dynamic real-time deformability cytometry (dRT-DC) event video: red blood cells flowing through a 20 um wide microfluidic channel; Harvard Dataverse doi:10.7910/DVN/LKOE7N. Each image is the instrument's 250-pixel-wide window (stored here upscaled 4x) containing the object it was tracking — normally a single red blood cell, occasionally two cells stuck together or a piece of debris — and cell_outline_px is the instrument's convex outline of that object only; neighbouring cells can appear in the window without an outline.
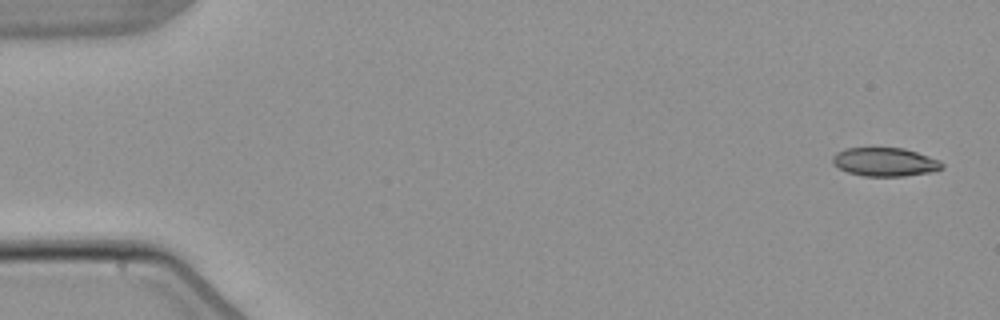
{"species": "common noctule bat (a hibernating species)", "species_latin": "Nyctalus noctula", "temperature_condition": "warm", "stored_images_in_passage": 6, "camera_frame_rate_fps": 3000, "um_per_image_px": 0.085, "animal": {"sex": "male", "body_mass_g": 21.5, "forearm_length_mm": 52.0}, "frame": {"image": 1, "passage_image": 1, "time_ms": 0.0, "image_size_px": [1000, 320], "cell_outline_px": [[944, 168], [932, 172], [904, 176], [864, 176], [848, 172], [832, 164], [832, 156], [836, 152], [844, 148], [904, 148], [940, 160], [944, 164]], "centroid_in_image_um": [75.22, 13.77], "position_along_channel_um": 9.8, "area_um2": 18.32}}
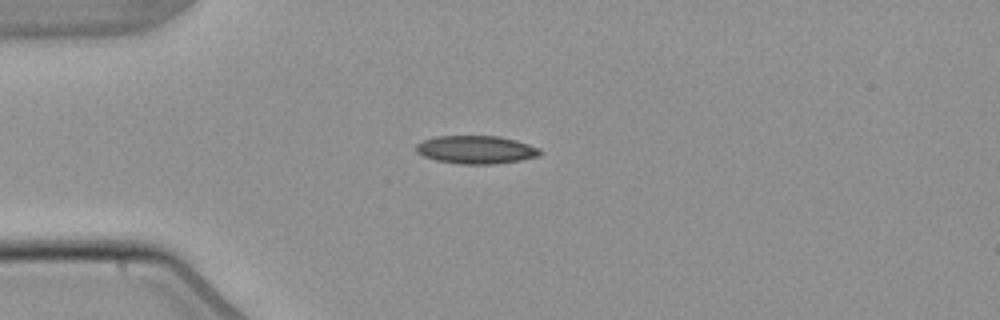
{"frame": {"image": 2, "passage_image": 4, "time_ms": 4.0, "image_size_px": [1000, 320], "cell_outline_px": [[540, 156], [520, 160], [496, 164], [460, 164], [436, 160], [424, 156], [416, 152], [416, 144], [424, 140], [436, 136], [500, 136], [516, 140], [540, 148]], "centroid_in_image_um": [40.47, 12.72], "position_along_channel_um": 44.5, "area_um2": 20.29}}